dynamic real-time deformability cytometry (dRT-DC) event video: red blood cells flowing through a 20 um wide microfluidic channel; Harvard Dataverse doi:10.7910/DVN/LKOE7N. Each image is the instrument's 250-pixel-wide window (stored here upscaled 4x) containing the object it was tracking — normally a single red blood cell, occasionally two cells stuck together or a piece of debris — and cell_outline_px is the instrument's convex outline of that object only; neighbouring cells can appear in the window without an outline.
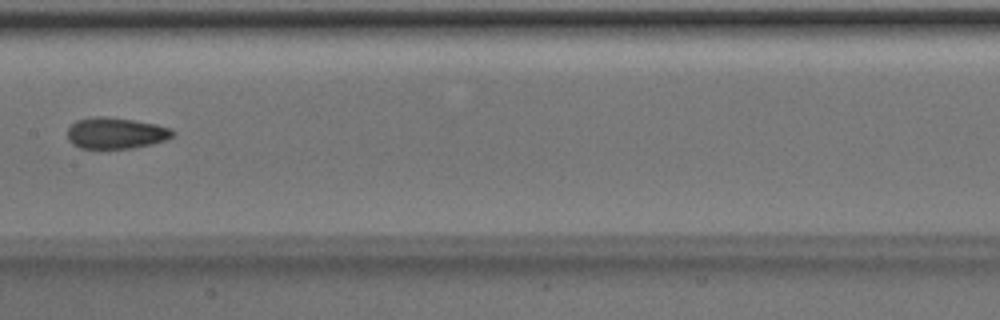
{"species": "Egyptian fruit bat (a non-hibernating species)", "species_latin": "Rousettus aegyptiacus", "temperature_condition": "room temperature", "stored_images_in_passage": 6, "camera_frame_rate_fps": 3000, "um_per_image_px": 0.085, "animal": {"sex": "male"}, "frame": {"image": 1, "passage_image": 6, "time_ms": 1.667, "image_size_px": [1000, 320], "cell_outline_px": [[176, 132], [172, 136], [164, 140], [132, 148], [80, 148], [72, 144], [68, 140], [68, 128], [76, 120], [96, 116], [108, 116], [156, 124], [172, 128]], "centroid_in_image_um": [9.82, 11.3], "position_along_channel_um": 197.6, "area_um2": 19.07}}